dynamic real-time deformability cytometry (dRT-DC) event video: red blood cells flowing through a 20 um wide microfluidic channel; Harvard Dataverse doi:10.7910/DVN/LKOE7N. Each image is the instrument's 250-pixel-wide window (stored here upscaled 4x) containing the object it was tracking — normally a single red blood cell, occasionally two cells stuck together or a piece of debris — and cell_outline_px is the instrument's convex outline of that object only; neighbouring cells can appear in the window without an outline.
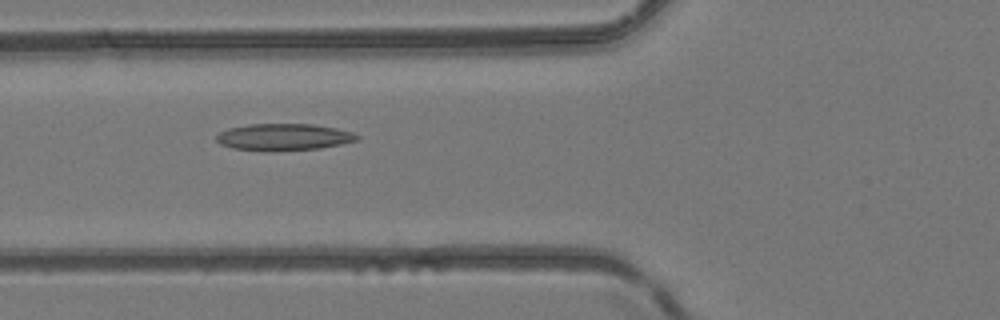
{"species": "common noctule bat (a hibernating species)", "species_latin": "Nyctalus noctula", "temperature_condition": "room temperature", "stored_images_in_passage": 4, "camera_frame_rate_fps": 3000, "um_per_image_px": 0.085, "animal": {"sex": "female", "body_mass_g": 24.6, "forearm_length_mm": 56.2}, "frame": {"image": 1, "passage_image": 2, "time_ms": 1.0, "image_size_px": [1000, 320], "cell_outline_px": [[360, 140], [320, 148], [268, 152], [232, 148], [220, 144], [216, 140], [216, 136], [220, 132], [228, 128], [248, 124], [312, 124], [336, 128], [352, 132], [360, 136]], "centroid_in_image_um": [24.1, 11.66], "position_along_channel_um": 101.7, "area_um2": 22.2}}
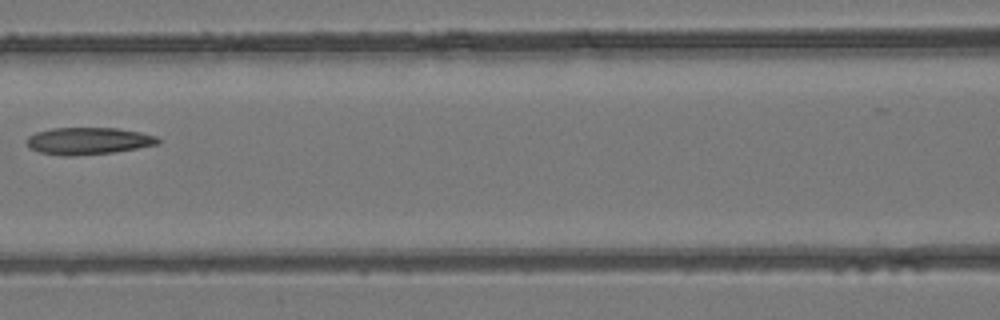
{"frame": {"image": 2, "passage_image": 3, "time_ms": 2.333, "image_size_px": [1000, 320], "cell_outline_px": [[160, 144], [112, 152], [76, 156], [64, 156], [40, 152], [28, 148], [24, 140], [28, 136], [36, 132], [52, 128], [116, 128], [140, 132], [156, 136], [160, 140]], "centroid_in_image_um": [7.46, 11.98], "position_along_channel_um": 159.1, "area_um2": 20.81}}
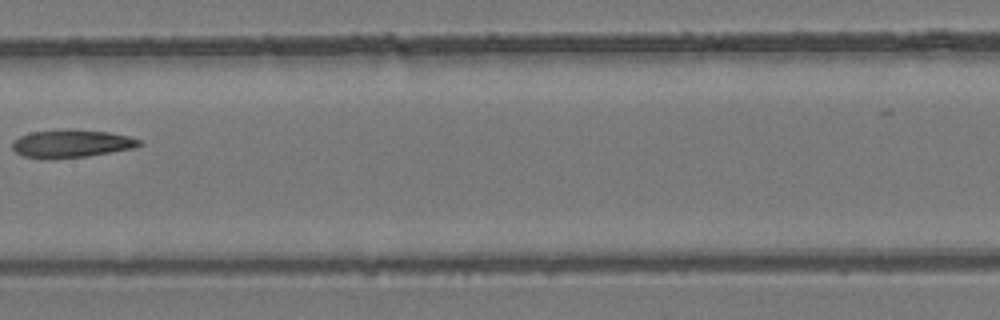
{"frame": {"image": 3, "passage_image": 4, "time_ms": 3.333, "image_size_px": [1000, 320], "cell_outline_px": [[144, 144], [136, 148], [88, 156], [24, 156], [16, 152], [12, 148], [12, 140], [20, 136], [32, 132], [64, 128], [72, 128], [108, 132], [128, 136], [140, 140]], "centroid_in_image_um": [6.14, 12.15], "position_along_channel_um": 201.3, "area_um2": 20.23}}